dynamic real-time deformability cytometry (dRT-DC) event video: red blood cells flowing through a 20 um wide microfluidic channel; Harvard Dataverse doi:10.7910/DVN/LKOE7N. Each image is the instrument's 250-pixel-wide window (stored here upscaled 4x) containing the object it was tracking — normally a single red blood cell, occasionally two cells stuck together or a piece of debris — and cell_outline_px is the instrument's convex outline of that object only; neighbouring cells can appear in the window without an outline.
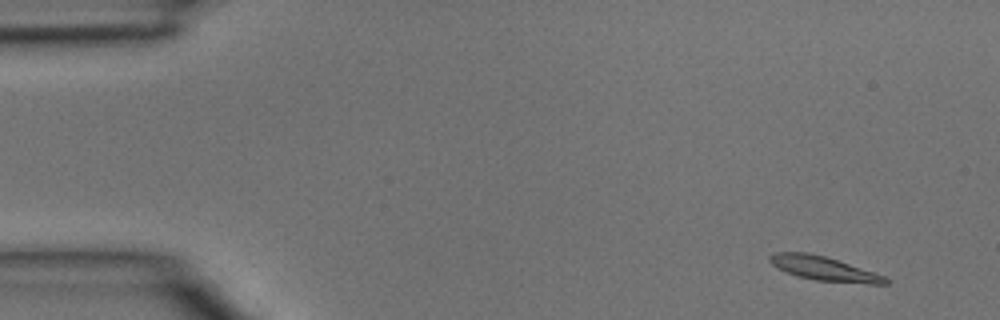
{"species": "common noctule bat (a hibernating species)", "species_latin": "Nyctalus noctula", "temperature_condition": "room temperature", "stored_images_in_passage": 3, "camera_frame_rate_fps": 3000, "um_per_image_px": 0.085, "animal": {"sex": "male", "body_mass_g": 15.6}, "frame": {"image": 1, "passage_image": 1, "time_ms": 0.0, "image_size_px": [1000, 320], "cell_outline_px": [[888, 284], [868, 284], [816, 280], [800, 276], [776, 268], [768, 260], [768, 256], [772, 252], [808, 252], [824, 256], [884, 276], [888, 280]], "centroid_in_image_um": [69.97, 22.82], "position_along_channel_um": 15.0, "area_um2": 15.95}}
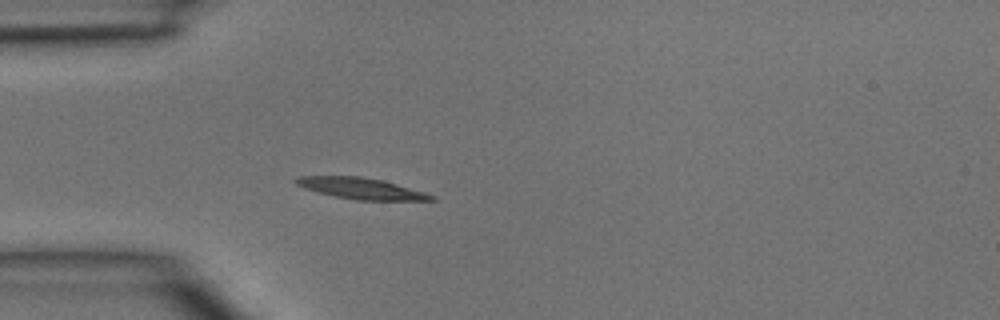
{"frame": {"image": 2, "passage_image": 3, "time_ms": 0.667, "image_size_px": [1000, 320], "cell_outline_px": [[440, 200], [356, 200], [336, 196], [304, 188], [296, 184], [292, 180], [296, 176], [360, 176], [380, 180], [396, 184], [424, 192], [436, 196]], "centroid_in_image_um": [30.69, 16.01], "position_along_channel_um": 54.3, "area_um2": 16.53}}